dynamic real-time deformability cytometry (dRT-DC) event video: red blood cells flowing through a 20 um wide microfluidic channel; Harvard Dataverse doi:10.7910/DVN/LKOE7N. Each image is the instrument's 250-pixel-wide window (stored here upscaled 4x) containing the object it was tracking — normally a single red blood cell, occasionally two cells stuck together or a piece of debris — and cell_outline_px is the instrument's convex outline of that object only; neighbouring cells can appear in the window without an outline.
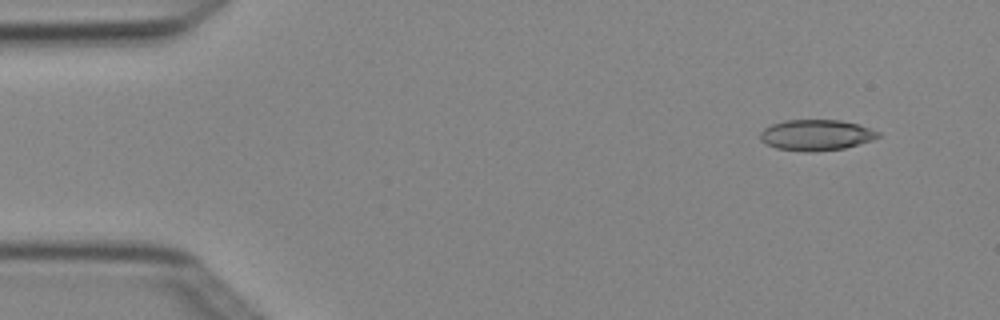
{"species": "Egyptian fruit bat (a non-hibernating species)", "species_latin": "Rousettus aegyptiacus", "temperature_condition": "cold", "stored_images_in_passage": 5, "camera_frame_rate_fps": 3000, "um_per_image_px": 0.085, "animal": {"sex": "female"}, "frame": {"image": 1, "passage_image": 1, "time_ms": 0.0, "image_size_px": [1000, 320], "cell_outline_px": [[880, 136], [872, 140], [844, 148], [808, 152], [804, 152], [776, 148], [760, 140], [760, 132], [764, 128], [772, 124], [784, 120], [840, 120], [860, 124], [880, 132]], "centroid_in_image_um": [69.38, 11.47], "position_along_channel_um": 15.6, "area_um2": 21.21}}
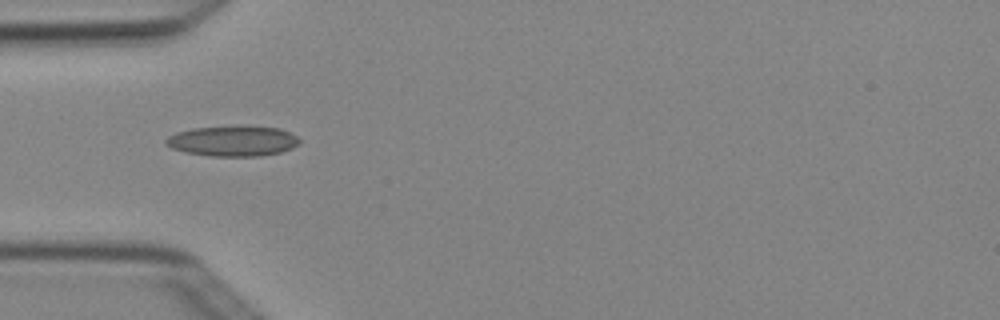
{"frame": {"image": 2, "passage_image": 4, "time_ms": 1.0, "image_size_px": [1000, 320], "cell_outline_px": [[300, 144], [292, 148], [280, 152], [260, 156], [212, 156], [184, 152], [172, 148], [164, 144], [164, 140], [168, 136], [176, 132], [192, 128], [232, 124], [236, 124], [280, 128], [296, 136], [300, 140]], "centroid_in_image_um": [19.77, 11.95], "position_along_channel_um": 65.2, "area_um2": 24.33}}
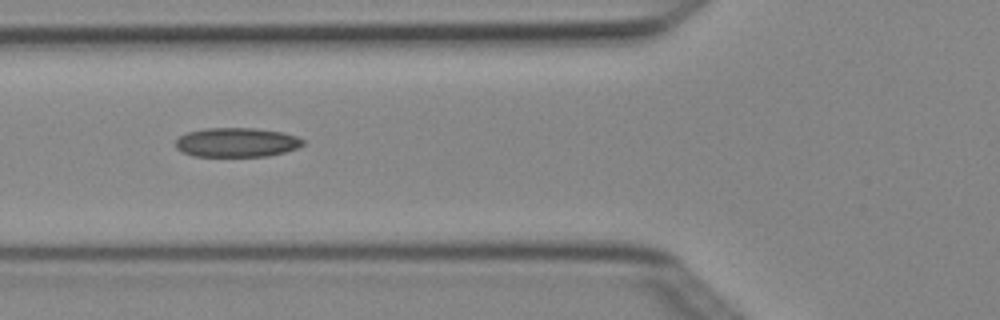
{"frame": {"image": 3, "passage_image": 5, "time_ms": 1.333, "image_size_px": [1000, 320], "cell_outline_px": [[304, 144], [296, 148], [284, 152], [268, 156], [192, 156], [176, 148], [176, 140], [180, 136], [188, 132], [204, 128], [256, 128], [284, 132], [296, 136], [304, 140]], "centroid_in_image_um": [20.13, 12.09], "position_along_channel_um": 105.7, "area_um2": 21.73}}